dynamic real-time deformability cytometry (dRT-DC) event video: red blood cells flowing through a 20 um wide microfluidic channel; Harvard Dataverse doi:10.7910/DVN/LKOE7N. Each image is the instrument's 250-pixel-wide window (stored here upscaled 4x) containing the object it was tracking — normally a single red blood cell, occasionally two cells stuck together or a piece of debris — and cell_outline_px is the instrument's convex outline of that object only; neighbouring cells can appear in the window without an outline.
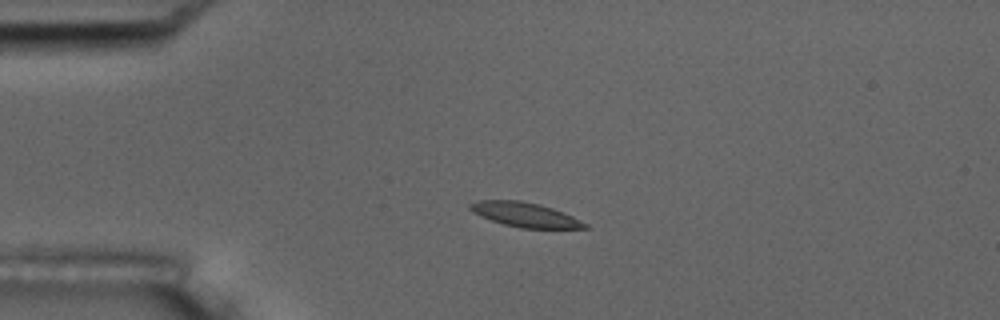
{"species": "common noctule bat (a hibernating species)", "species_latin": "Nyctalus noctula", "temperature_condition": "room temperature", "stored_images_in_passage": 4, "camera_frame_rate_fps": 3000, "um_per_image_px": 0.085, "animal": {"sex": "male", "body_mass_g": 17.5, "forearm_length_mm": 52.3}, "frame": {"image": 1, "passage_image": 3, "time_ms": 2.333, "image_size_px": [1000, 320], "cell_outline_px": [[588, 228], [520, 228], [504, 224], [480, 216], [472, 212], [468, 208], [468, 204], [476, 200], [520, 200], [540, 204], [552, 208], [572, 216], [588, 224]], "centroid_in_image_um": [44.58, 18.24], "position_along_channel_um": 40.4, "area_um2": 16.36}}